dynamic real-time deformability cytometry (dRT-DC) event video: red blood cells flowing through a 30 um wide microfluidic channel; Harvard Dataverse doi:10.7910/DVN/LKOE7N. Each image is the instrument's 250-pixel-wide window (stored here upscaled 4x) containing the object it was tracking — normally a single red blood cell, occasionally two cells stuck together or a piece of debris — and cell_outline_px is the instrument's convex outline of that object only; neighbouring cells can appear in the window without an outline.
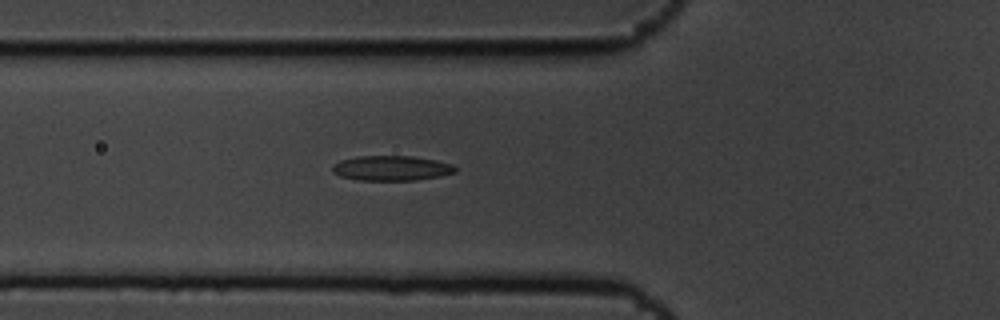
{"species": "common noctule bat (a hibernating species)", "species_latin": "Nyctalus noctula", "temperature_condition": "cold", "stored_images_in_passage": 6, "camera_frame_rate_fps": 3000, "um_per_image_px": 0.085, "animal": {"sex": "male", "body_mass_g": 19.5, "forearm_length_mm": 54.6}, "frame": {"image": 1, "passage_image": 6, "time_ms": 1.667, "image_size_px": [1000, 320], "cell_outline_px": [[456, 172], [440, 176], [416, 180], [356, 180], [340, 176], [332, 172], [332, 164], [340, 160], [356, 156], [412, 156], [436, 160], [452, 164], [456, 168]], "centroid_in_image_um": [33.24, 14.29], "position_along_channel_um": 92.6, "area_um2": 17.98}}